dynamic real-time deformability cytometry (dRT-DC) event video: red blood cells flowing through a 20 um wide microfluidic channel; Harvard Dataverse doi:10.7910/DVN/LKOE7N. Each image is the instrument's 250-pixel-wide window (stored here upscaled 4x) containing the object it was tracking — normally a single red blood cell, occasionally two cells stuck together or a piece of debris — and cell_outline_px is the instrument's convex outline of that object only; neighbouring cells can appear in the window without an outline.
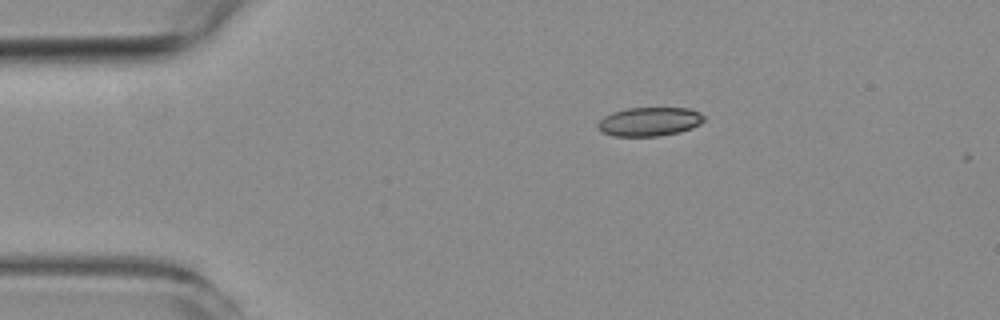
{"species": "common noctule bat (a hibernating species)", "species_latin": "Nyctalus noctula", "temperature_condition": "room temperature", "stored_images_in_passage": 2, "camera_frame_rate_fps": 3000, "um_per_image_px": 0.085, "animal": {"sex": "female", "body_mass_g": 19.3, "forearm_length_mm": 54.1}, "frame": {"image": 1, "passage_image": 1, "time_ms": 0.0, "image_size_px": [1000, 320], "cell_outline_px": [[704, 120], [700, 124], [692, 128], [680, 132], [660, 136], [612, 136], [604, 132], [596, 124], [604, 116], [612, 112], [628, 108], [688, 108], [700, 112], [704, 116]], "centroid_in_image_um": [55.23, 10.34], "position_along_channel_um": 29.8, "area_um2": 17.86}}